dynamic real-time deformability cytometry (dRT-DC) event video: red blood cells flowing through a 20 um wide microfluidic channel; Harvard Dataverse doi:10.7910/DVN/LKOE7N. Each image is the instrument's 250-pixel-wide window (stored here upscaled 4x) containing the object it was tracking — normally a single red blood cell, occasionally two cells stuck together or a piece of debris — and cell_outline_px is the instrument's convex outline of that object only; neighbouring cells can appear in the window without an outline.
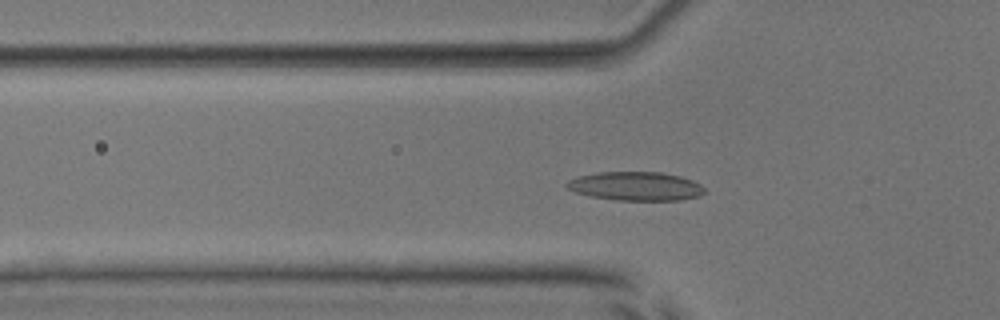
{"species": "common noctule bat (a hibernating species)", "species_latin": "Nyctalus noctula", "temperature_condition": "room temperature", "stored_images_in_passage": 37, "camera_frame_rate_fps": 3000, "um_per_image_px": 0.085, "animal": {"sex": "male", "body_mass_g": 17.9, "forearm_length_mm": 54.2}, "frame": {"image": 1, "passage_image": 2, "time_ms": 0.333, "image_size_px": [1000, 320], "cell_outline_px": [[704, 192], [700, 196], [680, 200], [616, 200], [592, 196], [576, 192], [568, 188], [564, 184], [568, 180], [580, 176], [596, 172], [660, 172], [680, 176], [692, 180], [700, 184], [704, 188]], "centroid_in_image_um": [54.04, 15.82], "position_along_channel_um": 71.8, "area_um2": 23.0}}
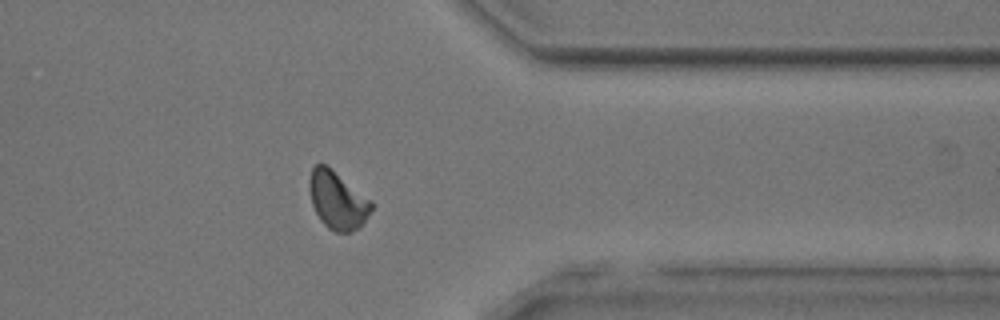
{"frame": {"image": 2, "passage_image": 27, "time_ms": 8.667, "image_size_px": [1000, 320], "cell_outline_px": [[372, 208], [360, 228], [348, 232], [336, 232], [328, 228], [320, 220], [312, 204], [308, 188], [308, 180], [312, 168], [316, 164], [324, 164], [372, 200]], "centroid_in_image_um": [28.67, 17.03], "position_along_channel_um": 382.7, "area_um2": 20.69}}
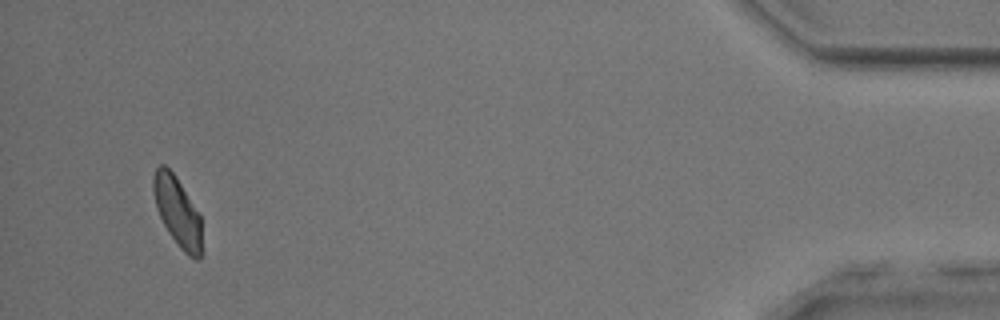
{"frame": {"image": 3, "passage_image": 35, "time_ms": 11.333, "image_size_px": [1000, 320], "cell_outline_px": [[200, 260], [196, 260], [188, 256], [180, 248], [168, 232], [156, 208], [152, 188], [152, 176], [156, 168], [160, 164], [164, 164], [176, 176], [200, 216]], "centroid_in_image_um": [15.04, 17.96], "position_along_channel_um": 420.2, "area_um2": 19.36}, "authors_computed_cell_mechanics": {"area_um2": 20.808, "velocity_mm_per_s": 3.8384, "shape_relaxation_time_tau1_ms": 2.7831, "shape_relaxation_time_tau2_ms": 3.5195, "deformation_change_tau1": 0.1221, "deformation_change_tau2": 0.0933}}